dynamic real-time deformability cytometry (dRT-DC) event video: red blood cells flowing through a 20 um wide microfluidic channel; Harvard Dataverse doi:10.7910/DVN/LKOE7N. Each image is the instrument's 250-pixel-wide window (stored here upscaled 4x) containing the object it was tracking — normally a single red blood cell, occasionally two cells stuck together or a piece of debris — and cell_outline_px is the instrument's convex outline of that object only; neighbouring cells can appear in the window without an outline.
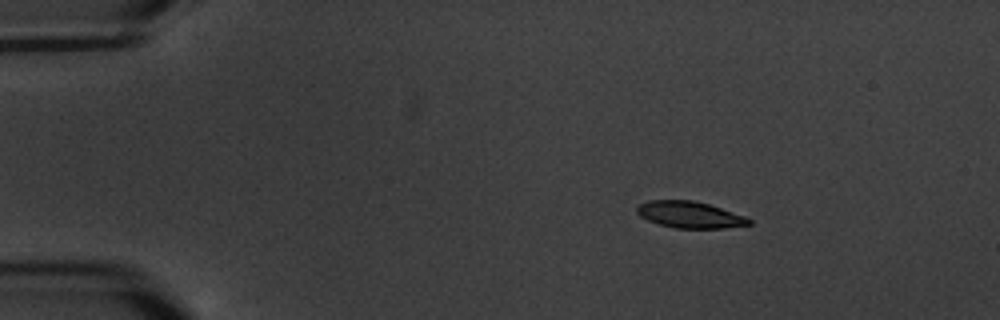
{"species": "common noctule bat (a hibernating species)", "species_latin": "Nyctalus noctula", "temperature_condition": "warm", "stored_images_in_passage": 12, "camera_frame_rate_fps": 3000, "um_per_image_px": 0.085, "animal": {"sex": "male", "body_mass_g": 20.1, "forearm_length_mm": 53.5}, "frame": {"image": 1, "passage_image": 3, "time_ms": 2.333, "image_size_px": [1000, 320], "cell_outline_px": [[752, 224], [724, 228], [676, 228], [660, 224], [648, 220], [640, 216], [636, 212], [636, 208], [640, 204], [648, 200], [692, 200], [708, 204], [744, 216], [752, 220]], "centroid_in_image_um": [58.62, 18.25], "position_along_channel_um": 26.4, "area_um2": 17.17}}
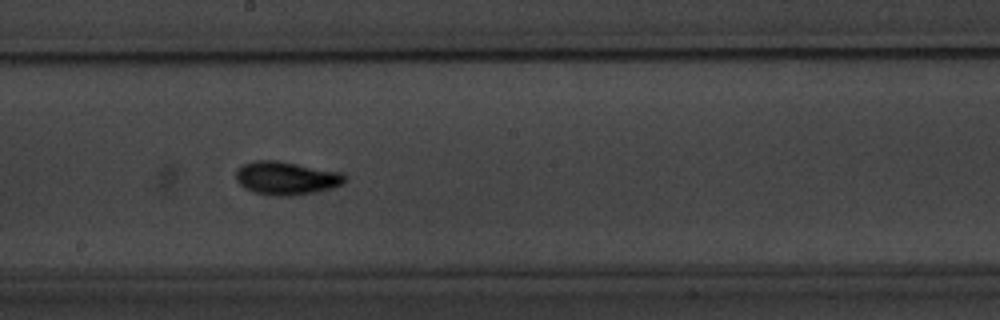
{"frame": {"image": 2, "passage_image": 10, "time_ms": 10.333, "image_size_px": [1000, 320], "cell_outline_px": [[344, 180], [340, 184], [332, 188], [292, 196], [272, 196], [256, 192], [244, 188], [236, 180], [236, 168], [244, 164], [256, 160], [276, 160], [340, 172], [344, 176]], "centroid_in_image_um": [24.27, 15.14], "position_along_channel_um": 223.9, "area_um2": 20.81}}
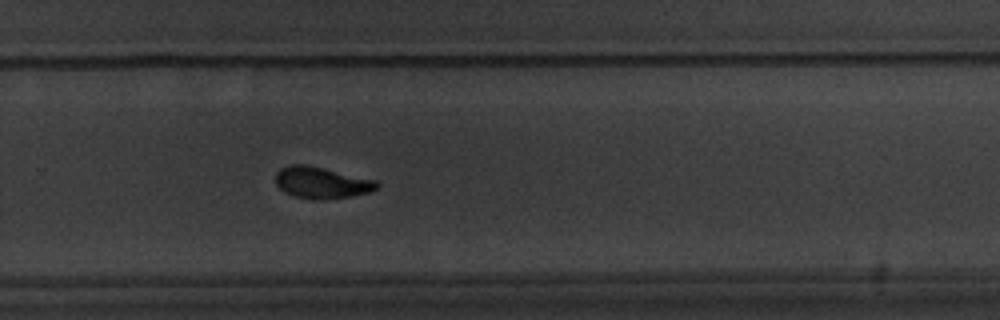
{"frame": {"image": 3, "passage_image": 12, "time_ms": 12.667, "image_size_px": [1000, 320], "cell_outline_px": [[380, 184], [376, 188], [368, 192], [352, 196], [320, 200], [316, 200], [296, 196], [284, 192], [276, 184], [276, 172], [280, 168], [288, 164], [308, 164], [376, 180]], "centroid_in_image_um": [27.31, 15.51], "position_along_channel_um": 302.5, "area_um2": 18.67}}